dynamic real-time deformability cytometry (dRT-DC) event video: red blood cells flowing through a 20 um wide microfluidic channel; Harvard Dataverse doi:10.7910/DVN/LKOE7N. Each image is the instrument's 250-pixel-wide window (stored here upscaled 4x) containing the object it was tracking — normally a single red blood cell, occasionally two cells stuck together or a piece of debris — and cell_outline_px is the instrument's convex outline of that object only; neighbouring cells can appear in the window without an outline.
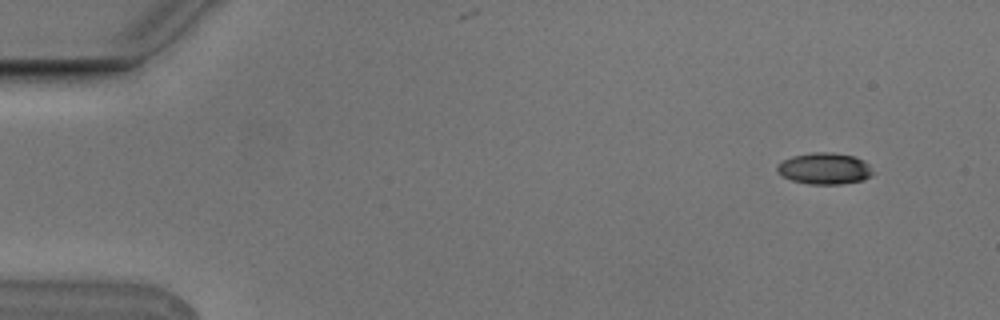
{"species": "Egyptian fruit bat (a non-hibernating species)", "species_latin": "Rousettus aegyptiacus", "temperature_condition": "cold", "stored_images_in_passage": 5, "camera_frame_rate_fps": 3000, "um_per_image_px": 0.085, "animal": {"sex": "male"}, "frame": {"image": 1, "passage_image": 1, "time_ms": 0.0, "image_size_px": [1000, 320], "cell_outline_px": [[872, 176], [864, 180], [840, 184], [808, 184], [792, 180], [776, 172], [776, 168], [784, 160], [792, 156], [812, 152], [832, 152], [856, 156], [864, 160], [868, 164], [872, 172]], "centroid_in_image_um": [70.11, 14.32], "position_along_channel_um": 14.9, "area_um2": 17.57}}
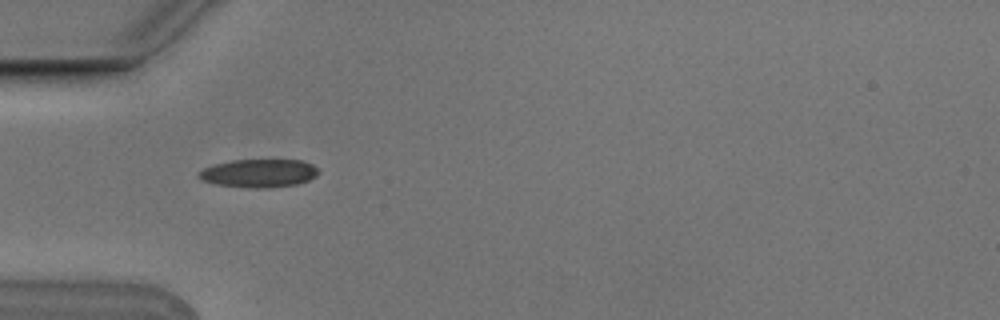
{"frame": {"image": 2, "passage_image": 4, "time_ms": 1.0, "image_size_px": [1000, 320], "cell_outline_px": [[320, 172], [316, 176], [308, 180], [296, 184], [268, 188], [256, 188], [216, 184], [204, 180], [196, 176], [204, 168], [216, 164], [232, 160], [304, 160], [312, 164]], "centroid_in_image_um": [22.04, 14.72], "position_along_channel_um": 63.0, "area_um2": 19.48}}